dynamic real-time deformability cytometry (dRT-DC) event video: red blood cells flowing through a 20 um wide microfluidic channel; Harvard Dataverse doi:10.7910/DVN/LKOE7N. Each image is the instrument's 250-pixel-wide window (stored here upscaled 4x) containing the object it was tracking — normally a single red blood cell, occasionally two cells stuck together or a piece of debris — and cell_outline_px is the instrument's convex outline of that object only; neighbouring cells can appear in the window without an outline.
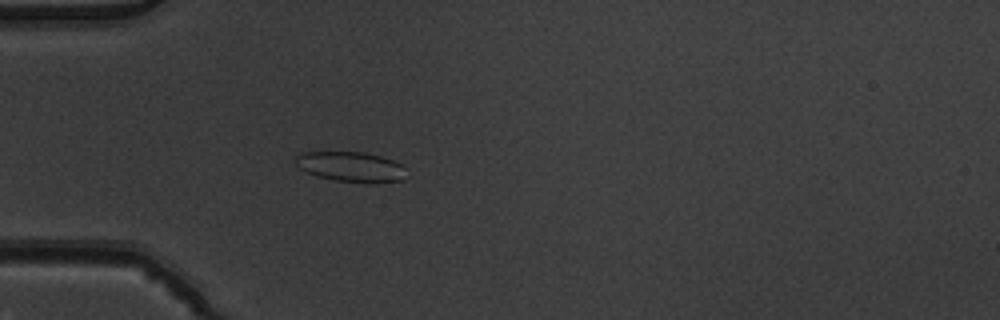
{"species": "common noctule bat (a hibernating species)", "species_latin": "Nyctalus noctula", "temperature_condition": "warm", "stored_images_in_passage": 4, "camera_frame_rate_fps": 3000, "um_per_image_px": 0.085, "animal": {"sex": "male", "body_mass_g": 19.5, "forearm_length_mm": 54.6}, "frame": {"image": 1, "passage_image": 4, "time_ms": 1.0, "image_size_px": [1000, 320], "cell_outline_px": [[408, 176], [404, 180], [376, 184], [336, 180], [316, 176], [304, 172], [296, 164], [296, 156], [300, 152], [364, 152], [380, 156], [392, 160], [400, 164], [404, 168]], "centroid_in_image_um": [29.86, 14.19], "position_along_channel_um": 55.1, "area_um2": 19.71}}